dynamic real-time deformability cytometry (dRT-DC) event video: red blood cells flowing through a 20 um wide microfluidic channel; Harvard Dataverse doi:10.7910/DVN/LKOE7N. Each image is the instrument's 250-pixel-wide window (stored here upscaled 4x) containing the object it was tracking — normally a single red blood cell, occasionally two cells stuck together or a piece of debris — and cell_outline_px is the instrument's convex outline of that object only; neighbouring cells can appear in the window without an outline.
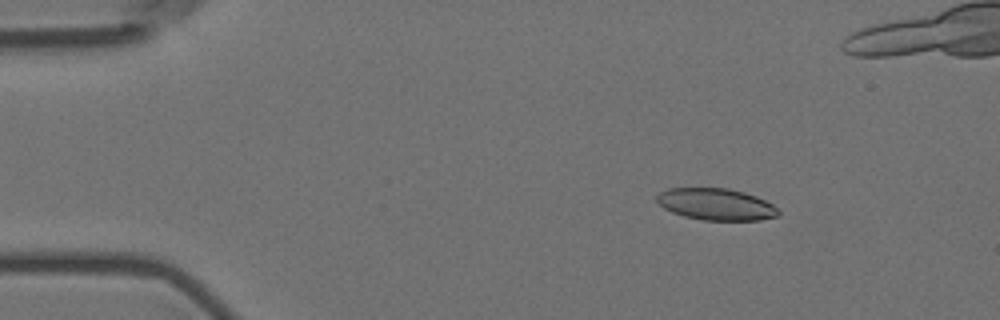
{"species": "Egyptian fruit bat (a non-hibernating species)", "species_latin": "Rousettus aegyptiacus", "temperature_condition": "room temperature", "stored_images_in_passage": 24, "camera_frame_rate_fps": 3000, "um_per_image_px": 0.085, "animal": {"sex": "female"}, "frame": {"image": 1, "passage_image": 9, "time_ms": 2.667, "image_size_px": [1000, 320], "cell_outline_px": [[780, 216], [760, 220], [704, 220], [684, 216], [672, 212], [664, 208], [656, 200], [656, 196], [660, 192], [668, 188], [728, 188], [744, 192], [756, 196], [772, 204], [780, 212]], "centroid_in_image_um": [60.87, 17.36], "position_along_channel_um": 24.1, "area_um2": 22.48}}
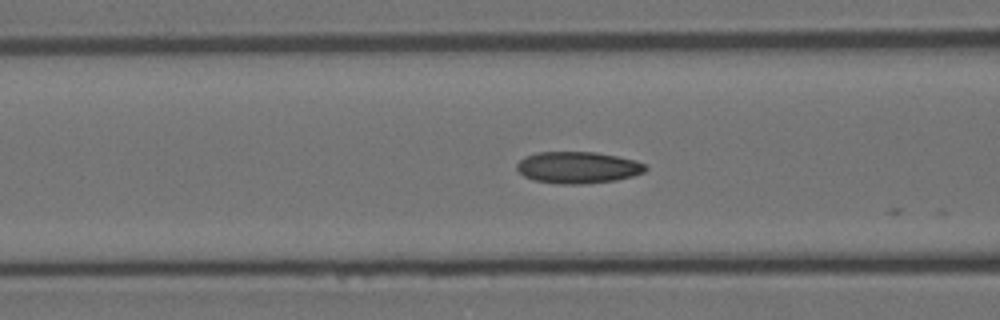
{"frame": {"image": 2, "passage_image": 23, "time_ms": 7.333, "image_size_px": [1000, 320], "cell_outline_px": [[648, 168], [644, 172], [632, 176], [616, 180], [584, 184], [556, 184], [536, 180], [524, 176], [516, 168], [516, 164], [524, 156], [536, 152], [596, 152], [636, 160], [644, 164]], "centroid_in_image_um": [49.11, 14.23], "position_along_channel_um": 117.5, "area_um2": 23.81}}